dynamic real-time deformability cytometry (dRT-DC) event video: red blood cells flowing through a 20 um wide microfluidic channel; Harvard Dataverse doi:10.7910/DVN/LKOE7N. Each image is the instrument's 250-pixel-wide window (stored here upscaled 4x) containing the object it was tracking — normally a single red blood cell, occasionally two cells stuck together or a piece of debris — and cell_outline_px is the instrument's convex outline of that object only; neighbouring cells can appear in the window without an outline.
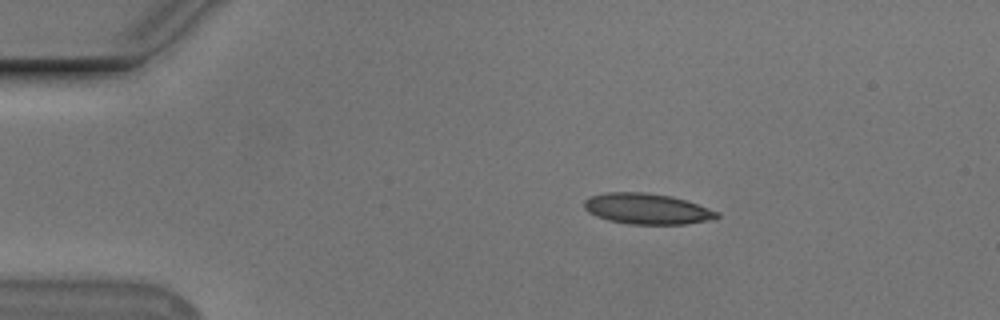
{"species": "Egyptian fruit bat (a non-hibernating species)", "species_latin": "Rousettus aegyptiacus", "temperature_condition": "cold", "stored_images_in_passage": 45, "camera_frame_rate_fps": 3000, "um_per_image_px": 0.085, "animal": {"sex": "male"}, "frame": {"image": 1, "passage_image": 1, "time_ms": 0.0, "image_size_px": [1000, 320], "cell_outline_px": [[720, 216], [708, 220], [684, 224], [628, 224], [608, 220], [596, 216], [588, 212], [584, 208], [584, 200], [588, 196], [608, 192], [644, 192], [672, 196], [720, 212]], "centroid_in_image_um": [54.95, 17.74], "position_along_channel_um": 30.1, "area_um2": 23.76}}
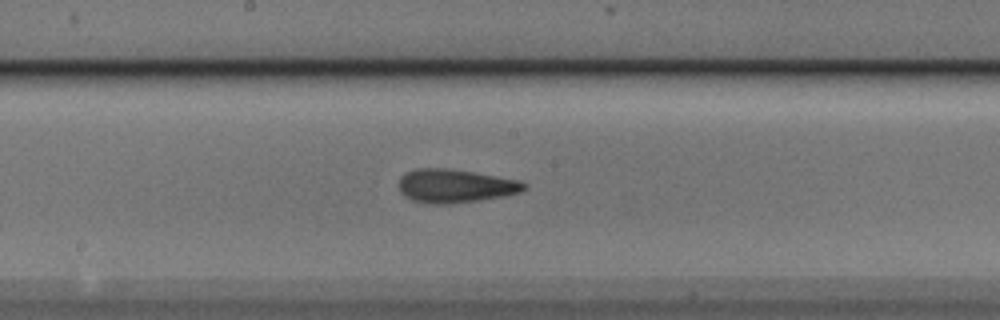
{"frame": {"image": 2, "passage_image": 20, "time_ms": 6.333, "image_size_px": [1000, 320], "cell_outline_px": [[528, 184], [520, 192], [504, 196], [480, 200], [444, 204], [428, 204], [412, 200], [404, 196], [400, 192], [400, 176], [416, 168], [448, 168], [520, 180]], "centroid_in_image_um": [38.68, 15.81], "position_along_channel_um": 209.5, "area_um2": 24.39}}
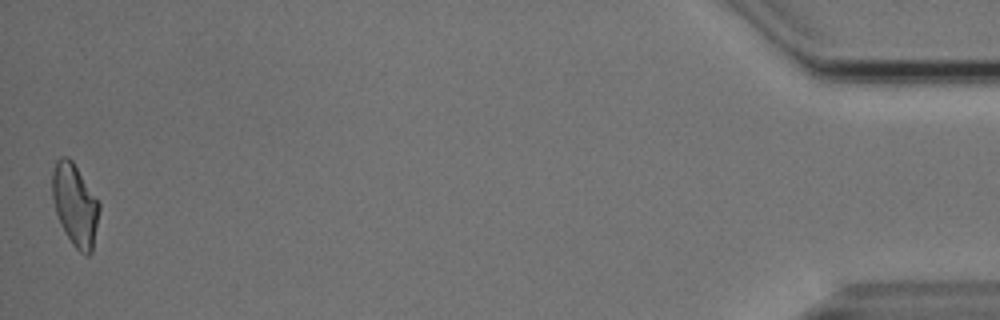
{"frame": {"image": 3, "passage_image": 45, "time_ms": 14.667, "image_size_px": [1000, 320], "cell_outline_px": [[100, 208], [92, 252], [88, 256], [84, 256], [72, 244], [64, 232], [56, 212], [52, 196], [52, 172], [56, 160], [60, 156], [68, 156], [72, 160], [100, 204]], "centroid_in_image_um": [6.37, 17.42], "position_along_channel_um": 428.8, "area_um2": 22.43}, "authors_computed_cell_mechanics": {"area_um2": 23.409, "velocity_mm_per_s": 3.757, "shape_relaxation_time_tau1_ms": 5.9754, "shape_relaxation_time_tau2_ms": 2.8968, "deformation_change_tau1": 0.1697, "deformation_change_tau2": 0.1028}}